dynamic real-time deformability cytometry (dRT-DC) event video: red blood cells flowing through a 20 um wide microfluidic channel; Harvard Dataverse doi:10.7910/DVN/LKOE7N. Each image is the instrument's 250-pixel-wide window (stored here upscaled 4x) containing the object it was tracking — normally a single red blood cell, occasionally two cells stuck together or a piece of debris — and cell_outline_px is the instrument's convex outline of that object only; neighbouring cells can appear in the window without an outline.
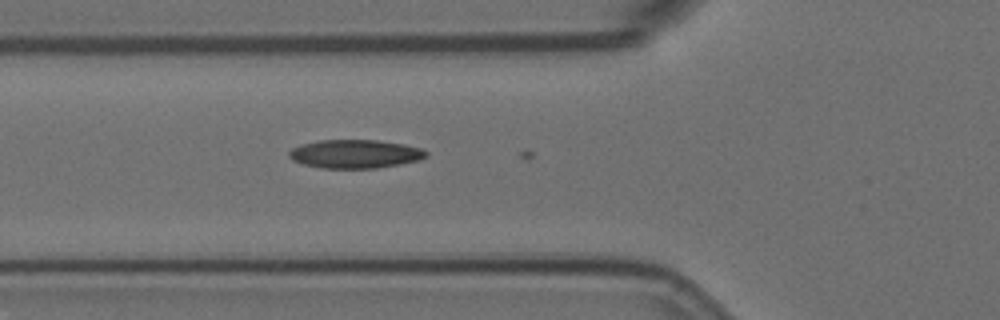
{"species": "Egyptian fruit bat (a non-hibernating species)", "species_latin": "Rousettus aegyptiacus", "temperature_condition": "room temperature", "stored_images_in_passage": 4, "camera_frame_rate_fps": 3000, "um_per_image_px": 0.085, "animal": {"sex": "female"}, "frame": {"image": 1, "passage_image": 3, "time_ms": 0.667, "image_size_px": [1000, 320], "cell_outline_px": [[428, 156], [420, 160], [400, 164], [376, 168], [320, 168], [304, 164], [292, 160], [288, 156], [288, 152], [292, 148], [300, 144], [320, 140], [376, 140], [404, 144], [420, 148], [428, 152]], "centroid_in_image_um": [30.18, 13.08], "position_along_channel_um": 95.6, "area_um2": 22.89}}